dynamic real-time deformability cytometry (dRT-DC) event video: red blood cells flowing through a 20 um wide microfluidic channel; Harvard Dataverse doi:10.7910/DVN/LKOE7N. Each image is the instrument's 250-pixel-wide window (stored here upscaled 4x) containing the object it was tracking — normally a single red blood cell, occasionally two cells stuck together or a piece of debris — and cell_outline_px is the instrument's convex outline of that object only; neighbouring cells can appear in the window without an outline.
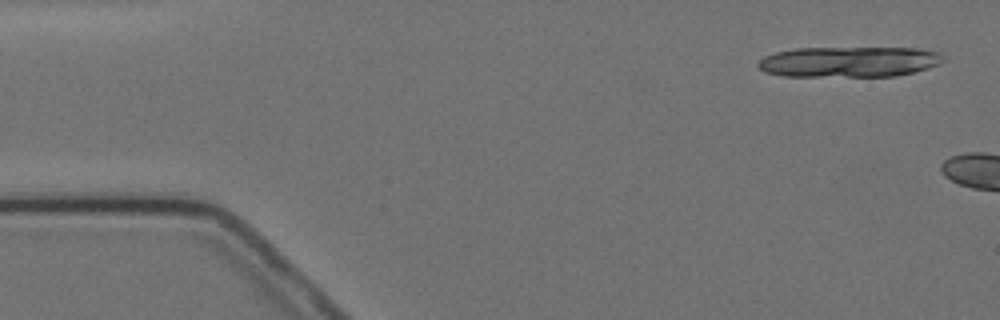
{"species": "Egyptian fruit bat (a non-hibernating species)", "species_latin": "Rousettus aegyptiacus", "temperature_condition": "cold", "stored_images_in_passage": 2, "camera_frame_rate_fps": 3000, "um_per_image_px": 0.085, "animal": {"sex": "female"}, "frame": {"image": 1, "passage_image": 1, "time_ms": 0.0, "image_size_px": [1000, 320], "cell_outline_px": [[944, 60], [940, 64], [928, 68], [896, 76], [784, 76], [764, 72], [756, 64], [764, 56], [776, 52], [796, 48], [920, 48], [940, 52], [944, 56]], "centroid_in_image_um": [72.19, 5.25], "position_along_channel_um": 12.8, "area_um2": 33.12}}